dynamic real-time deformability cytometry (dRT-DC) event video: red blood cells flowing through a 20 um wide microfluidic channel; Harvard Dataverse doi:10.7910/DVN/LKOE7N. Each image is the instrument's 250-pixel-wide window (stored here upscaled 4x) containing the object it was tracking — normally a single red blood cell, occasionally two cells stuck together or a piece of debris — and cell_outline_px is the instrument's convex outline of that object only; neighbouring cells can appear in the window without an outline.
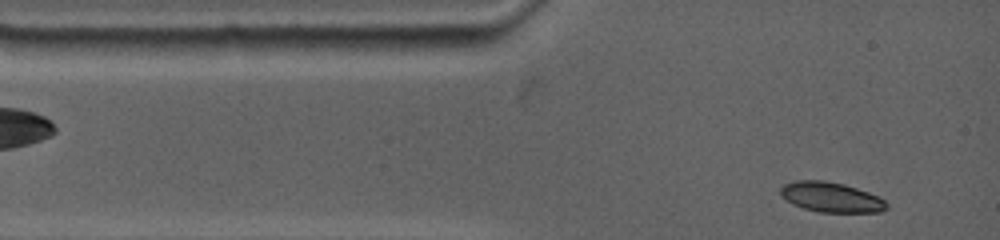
{"species": "common noctule bat (a hibernating species)", "species_latin": "Nyctalus noctula", "temperature_condition": "warm", "stored_images_in_passage": 55, "camera_frame_rate_fps": 4500, "um_per_image_px": 0.085, "animal": {"sex": "female", "body_mass_g": 19.0, "forearm_length_mm": 53.3}, "frame": {"image": 1, "passage_image": 3, "time_ms": 0.444, "image_size_px": [1000, 240], "cell_outline_px": [[888, 208], [880, 212], [820, 212], [804, 208], [792, 204], [780, 196], [780, 188], [784, 184], [796, 180], [824, 180], [844, 184], [880, 196], [888, 204]], "centroid_in_image_um": [70.64, 16.76], "position_along_channel_um": 14.4, "area_um2": 18.67}}
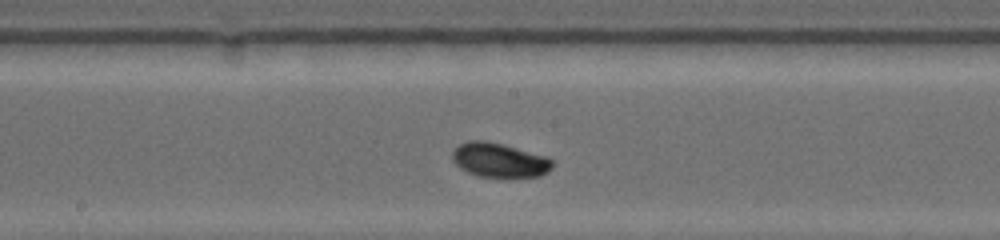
{"frame": {"image": 2, "passage_image": 30, "time_ms": 6.444, "image_size_px": [1000, 240], "cell_outline_px": [[552, 168], [548, 172], [540, 176], [480, 176], [468, 172], [460, 168], [452, 160], [452, 152], [460, 144], [472, 140], [484, 140], [504, 144], [548, 156], [552, 160]], "centroid_in_image_um": [42.46, 13.59], "position_along_channel_um": 205.7, "area_um2": 19.88}}
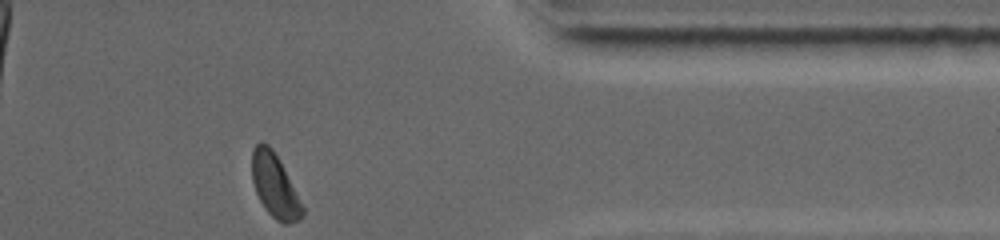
{"frame": {"image": 3, "passage_image": 55, "time_ms": 12.0, "image_size_px": [1000, 240], "cell_outline_px": [[304, 212], [300, 220], [288, 224], [284, 224], [276, 220], [268, 212], [260, 200], [256, 192], [252, 180], [252, 148], [260, 140], [268, 144], [272, 148], [280, 160], [304, 208]], "centroid_in_image_um": [23.35, 15.77], "position_along_channel_um": 388.1, "area_um2": 18.67}, "authors_computed_cell_mechanics": {"area_um2": 18.9584, "velocity_mm_per_s": 3.621, "shape_relaxation_time_tau1_ms": 3.498, "shape_relaxation_time_tau2_ms": null, "deformation_change_tau1": 0.1058, "deformation_change_tau2": null}}